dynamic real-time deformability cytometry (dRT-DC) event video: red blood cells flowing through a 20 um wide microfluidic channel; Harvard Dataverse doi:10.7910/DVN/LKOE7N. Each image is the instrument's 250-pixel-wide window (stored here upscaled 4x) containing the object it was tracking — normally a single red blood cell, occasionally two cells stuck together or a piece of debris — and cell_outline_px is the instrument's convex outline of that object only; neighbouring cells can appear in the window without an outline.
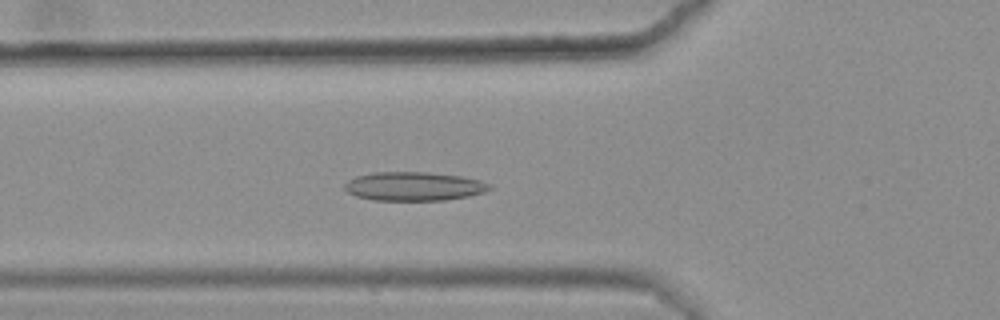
{"species": "common noctule bat (a hibernating species)", "species_latin": "Nyctalus noctula", "temperature_condition": "warm", "stored_images_in_passage": 45, "camera_frame_rate_fps": 3000, "um_per_image_px": 0.085, "animal": {"sex": "female", "body_mass_g": 25.1}, "frame": {"image": 1, "passage_image": 18, "time_ms": 5.667, "image_size_px": [1000, 320], "cell_outline_px": [[492, 188], [484, 192], [468, 196], [444, 200], [372, 200], [356, 196], [348, 192], [344, 188], [344, 184], [348, 180], [356, 176], [372, 172], [428, 172], [460, 176], [480, 180], [492, 184]], "centroid_in_image_um": [35.17, 15.83], "position_along_channel_um": 90.6, "area_um2": 24.39}}
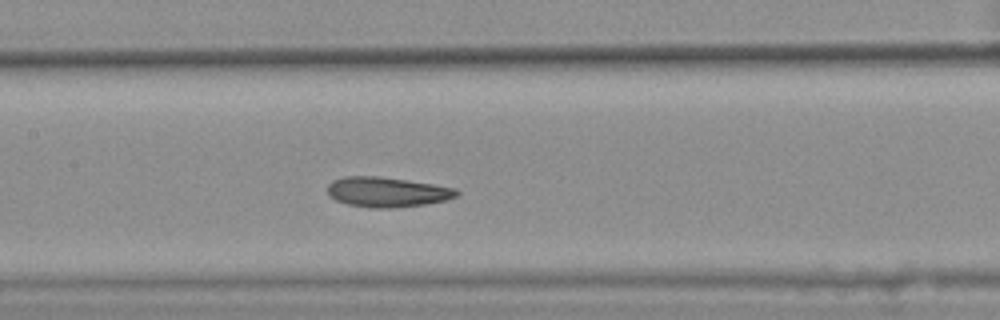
{"frame": {"image": 2, "passage_image": 25, "time_ms": 8.0, "image_size_px": [1000, 320], "cell_outline_px": [[460, 192], [456, 196], [444, 200], [424, 204], [392, 208], [368, 208], [348, 204], [336, 200], [328, 196], [328, 184], [332, 180], [344, 176], [380, 176], [432, 184], [456, 188]], "centroid_in_image_um": [32.85, 16.32], "position_along_channel_um": 174.5, "area_um2": 22.54}}
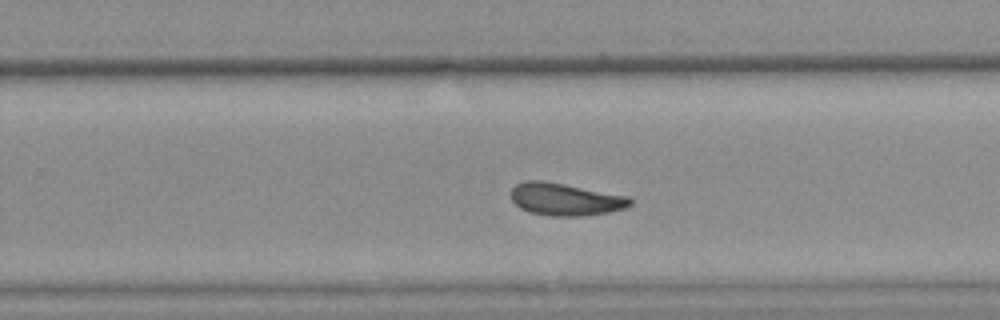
{"frame": {"image": 3, "passage_image": 34, "time_ms": 11.0, "image_size_px": [1000, 320], "cell_outline_px": [[632, 204], [624, 208], [608, 212], [584, 216], [552, 216], [528, 212], [520, 208], [512, 200], [512, 188], [516, 184], [524, 180], [544, 180], [628, 196], [632, 200]], "centroid_in_image_um": [48.04, 16.94], "position_along_channel_um": 281.8, "area_um2": 22.54}, "authors_computed_cell_mechanics": {"area_um2": 22.5998, "velocity_mm_per_s": 3.5867, "shape_relaxation_time_tau1_ms": null, "shape_relaxation_time_tau2_ms": 3.462, "deformation_change_tau1": null, "deformation_change_tau2": 0.1064}}